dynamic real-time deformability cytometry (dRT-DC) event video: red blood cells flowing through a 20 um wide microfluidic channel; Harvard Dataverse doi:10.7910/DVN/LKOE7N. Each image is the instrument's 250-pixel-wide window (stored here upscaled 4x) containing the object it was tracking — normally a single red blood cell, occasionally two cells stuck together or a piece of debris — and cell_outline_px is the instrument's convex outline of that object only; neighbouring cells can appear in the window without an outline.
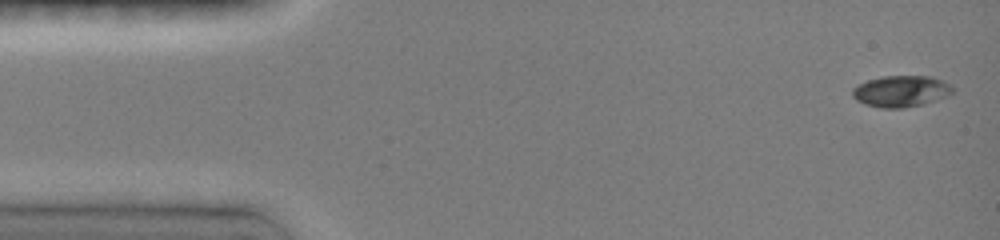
{"species": "common noctule bat (a hibernating species)", "species_latin": "Nyctalus noctula", "temperature_condition": "room temperature", "stored_images_in_passage": 44, "camera_frame_rate_fps": 3000, "um_per_image_px": 0.085, "animal": {"sex": "female", "body_mass_g": 19.0, "forearm_length_mm": 51.5}, "frame": {"image": 1, "passage_image": 1, "time_ms": 0.0, "image_size_px": [1000, 240], "cell_outline_px": [[952, 92], [948, 96], [924, 104], [904, 108], [880, 108], [864, 104], [856, 100], [852, 96], [852, 88], [868, 80], [884, 76], [932, 76], [948, 84], [952, 88]], "centroid_in_image_um": [76.56, 7.77], "position_along_channel_um": 8.4, "area_um2": 18.26}}
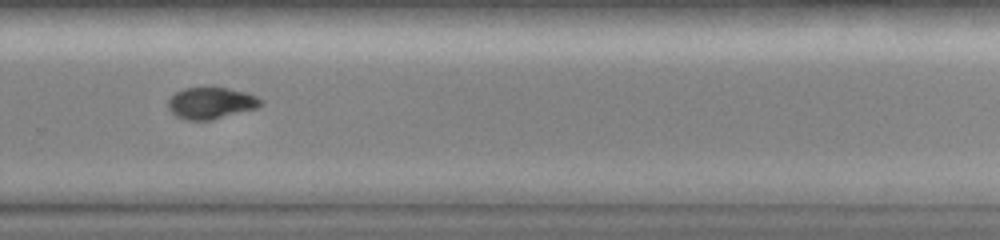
{"frame": {"image": 2, "passage_image": 27, "time_ms": 10.333, "image_size_px": [1000, 240], "cell_outline_px": [[264, 104], [256, 108], [208, 120], [188, 120], [176, 116], [168, 108], [168, 100], [176, 92], [184, 88], [204, 84], [228, 88], [244, 92], [256, 96], [264, 100]], "centroid_in_image_um": [17.92, 8.7], "position_along_channel_um": 311.9, "area_um2": 17.4}}
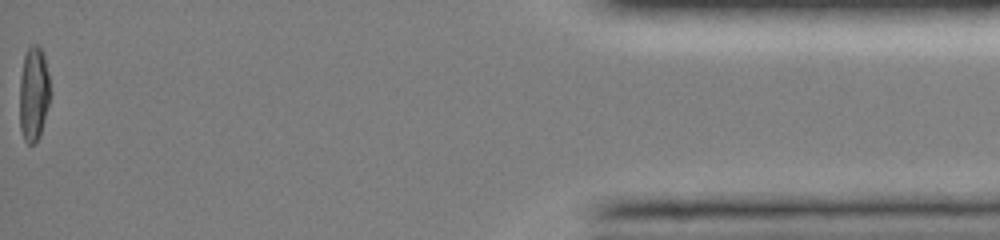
{"frame": {"image": 3, "passage_image": 44, "time_ms": 15.333, "image_size_px": [1000, 240], "cell_outline_px": [[48, 104], [40, 136], [32, 144], [28, 144], [24, 140], [20, 128], [20, 76], [24, 56], [28, 48], [32, 44], [36, 44], [40, 48], [44, 56], [48, 72]], "centroid_in_image_um": [2.83, 7.97], "position_along_channel_um": 432.4, "area_um2": 16.47}, "authors_computed_cell_mechanics": {"area_um2": 17.3978, "velocity_mm_per_s": 4.0471, "shape_relaxation_time_tau1_ms": 5.5824, "shape_relaxation_time_tau2_ms": 3.281, "deformation_change_tau1": 0.1953, "deformation_change_tau2": 0.0509}}